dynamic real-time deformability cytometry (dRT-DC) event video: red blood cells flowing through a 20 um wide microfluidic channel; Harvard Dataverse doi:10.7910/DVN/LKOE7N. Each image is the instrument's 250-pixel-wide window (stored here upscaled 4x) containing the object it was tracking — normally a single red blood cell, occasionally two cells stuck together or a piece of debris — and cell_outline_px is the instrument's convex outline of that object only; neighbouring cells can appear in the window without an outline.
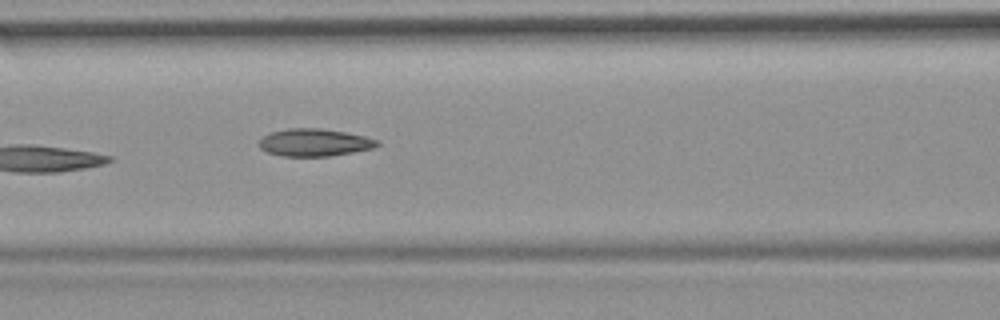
{"species": "common noctule bat (a hibernating species)", "species_latin": "Nyctalus noctula", "temperature_condition": "room temperature", "stored_images_in_passage": 7, "camera_frame_rate_fps": 3000, "um_per_image_px": 0.085, "animal": {"sex": "female", "body_mass_g": 19.9}, "frame": {"image": 1, "passage_image": 7, "time_ms": 2.0, "image_size_px": [1000, 320], "cell_outline_px": [[380, 144], [372, 148], [332, 156], [284, 156], [268, 152], [260, 148], [260, 140], [264, 136], [272, 132], [288, 128], [320, 128], [344, 132], [364, 136], [380, 140]], "centroid_in_image_um": [26.75, 12.11], "position_along_channel_um": 139.8, "area_um2": 18.73}}